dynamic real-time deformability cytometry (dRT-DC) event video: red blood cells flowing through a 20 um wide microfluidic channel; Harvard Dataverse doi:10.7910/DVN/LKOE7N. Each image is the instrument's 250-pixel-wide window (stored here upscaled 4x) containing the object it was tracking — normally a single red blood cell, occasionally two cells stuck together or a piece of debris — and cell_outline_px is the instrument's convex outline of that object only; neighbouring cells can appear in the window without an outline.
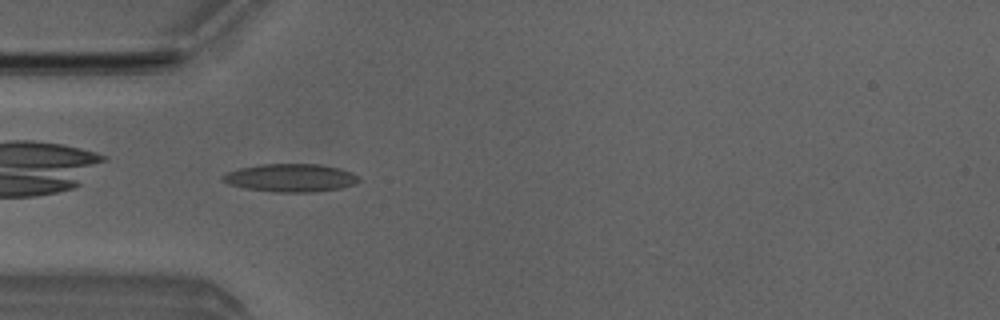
{"species": "Egyptian fruit bat (a non-hibernating species)", "species_latin": "Rousettus aegyptiacus", "temperature_condition": "room temperature", "stored_images_in_passage": 7, "camera_frame_rate_fps": 3000, "um_per_image_px": 0.085, "animal": {"sex": "male"}, "frame": {"image": 1, "passage_image": 4, "time_ms": 3.333, "image_size_px": [1000, 320], "cell_outline_px": [[360, 180], [356, 184], [340, 188], [312, 192], [272, 192], [244, 188], [228, 184], [220, 180], [220, 176], [228, 172], [240, 168], [260, 164], [320, 164], [340, 168], [352, 172], [360, 176]], "centroid_in_image_um": [24.7, 15.11], "position_along_channel_um": 60.3, "area_um2": 22.48}}